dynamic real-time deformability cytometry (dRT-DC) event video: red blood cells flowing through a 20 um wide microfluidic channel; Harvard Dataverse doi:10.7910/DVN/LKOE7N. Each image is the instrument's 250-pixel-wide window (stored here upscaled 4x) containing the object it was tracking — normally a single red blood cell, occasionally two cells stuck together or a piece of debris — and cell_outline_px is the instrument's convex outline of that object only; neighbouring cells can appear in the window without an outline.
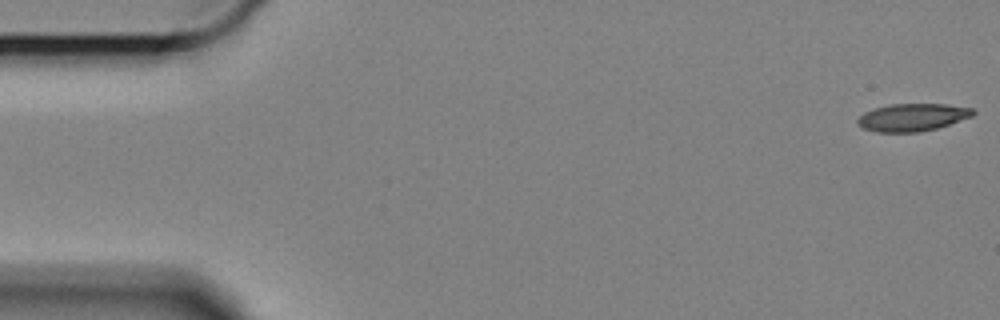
{"species": "Egyptian fruit bat (a non-hibernating species)", "species_latin": "Rousettus aegyptiacus", "temperature_condition": "cold", "stored_images_in_passage": 53, "camera_frame_rate_fps": 3000, "um_per_image_px": 0.085, "animal": {"sex": "female"}, "frame": {"image": 1, "passage_image": 1, "time_ms": 0.0, "image_size_px": [1000, 320], "cell_outline_px": [[976, 112], [972, 116], [936, 128], [920, 132], [876, 132], [864, 128], [856, 124], [856, 120], [864, 112], [876, 108], [892, 104], [944, 104], [972, 108]], "centroid_in_image_um": [77.53, 9.97], "position_along_channel_um": 7.5, "area_um2": 18.38}}
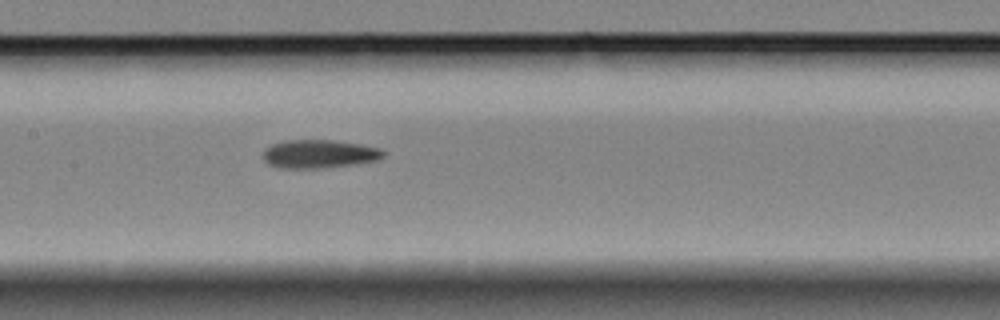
{"frame": {"image": 2, "passage_image": 28, "time_ms": 9.0, "image_size_px": [1000, 320], "cell_outline_px": [[384, 156], [376, 160], [320, 168], [280, 168], [268, 164], [264, 160], [264, 152], [272, 144], [288, 140], [332, 140], [360, 144], [380, 148], [384, 152]], "centroid_in_image_um": [27.11, 13.08], "position_along_channel_um": 180.3, "area_um2": 19.48}}
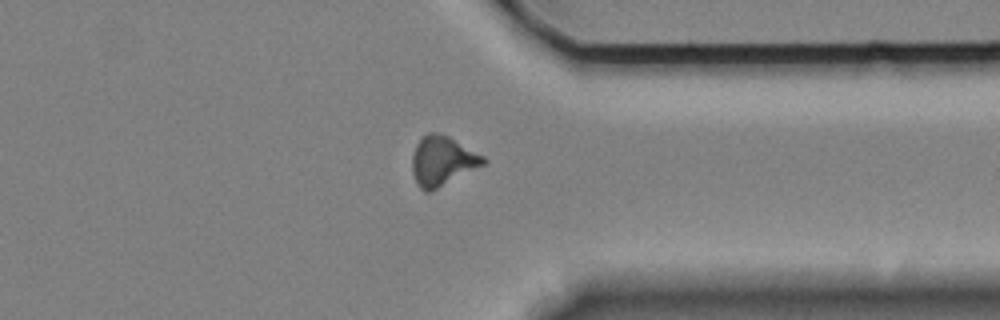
{"frame": {"image": 3, "passage_image": 46, "time_ms": 15.0, "image_size_px": [1000, 320], "cell_outline_px": [[488, 160], [484, 164], [428, 192], [424, 192], [416, 184], [412, 172], [412, 156], [416, 144], [428, 132], [440, 132], [448, 136], [484, 156]], "centroid_in_image_um": [37.57, 13.66], "position_along_channel_um": 373.8, "area_um2": 20.23}, "authors_computed_cell_mechanics": {"area_um2": 19.3052, "velocity_mm_per_s": 3.3009, "shape_relaxation_time_tau1_ms": 7.3498, "shape_relaxation_time_tau2_ms": 3.4707, "deformation_change_tau1": 0.1778, "deformation_change_tau2": 0.1019}}